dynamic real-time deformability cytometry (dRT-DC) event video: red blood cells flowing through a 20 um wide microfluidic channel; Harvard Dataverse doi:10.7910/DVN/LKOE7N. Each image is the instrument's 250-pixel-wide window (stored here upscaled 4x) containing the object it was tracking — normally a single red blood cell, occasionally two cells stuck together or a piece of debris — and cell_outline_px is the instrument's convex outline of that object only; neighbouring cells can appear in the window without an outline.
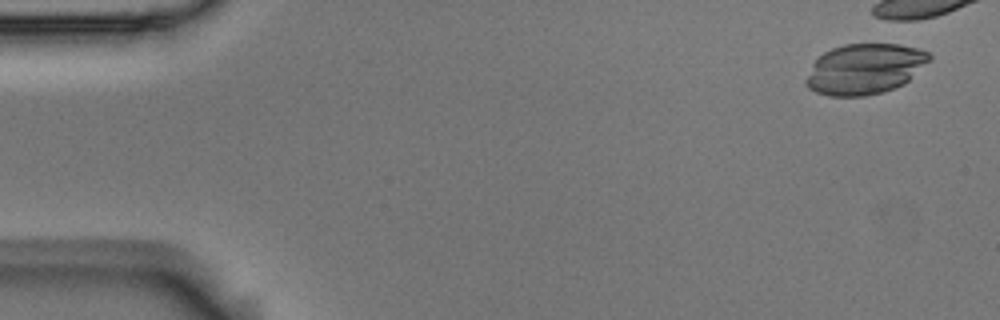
{"species": "Egyptian fruit bat (a non-hibernating species)", "species_latin": "Rousettus aegyptiacus", "temperature_condition": "room temperature", "stored_images_in_passage": 6, "camera_frame_rate_fps": 3000, "um_per_image_px": 0.085, "animal": {"sex": "male"}, "frame": {"image": 1, "passage_image": 1, "time_ms": 0.0, "image_size_px": [1000, 320], "cell_outline_px": [[932, 60], [904, 84], [884, 92], [864, 96], [828, 96], [816, 92], [808, 88], [804, 84], [804, 80], [812, 64], [824, 52], [832, 48], [844, 44], [900, 44], [916, 48], [928, 52], [932, 56]], "centroid_in_image_um": [73.5, 5.87], "position_along_channel_um": 11.5, "area_um2": 36.59}}